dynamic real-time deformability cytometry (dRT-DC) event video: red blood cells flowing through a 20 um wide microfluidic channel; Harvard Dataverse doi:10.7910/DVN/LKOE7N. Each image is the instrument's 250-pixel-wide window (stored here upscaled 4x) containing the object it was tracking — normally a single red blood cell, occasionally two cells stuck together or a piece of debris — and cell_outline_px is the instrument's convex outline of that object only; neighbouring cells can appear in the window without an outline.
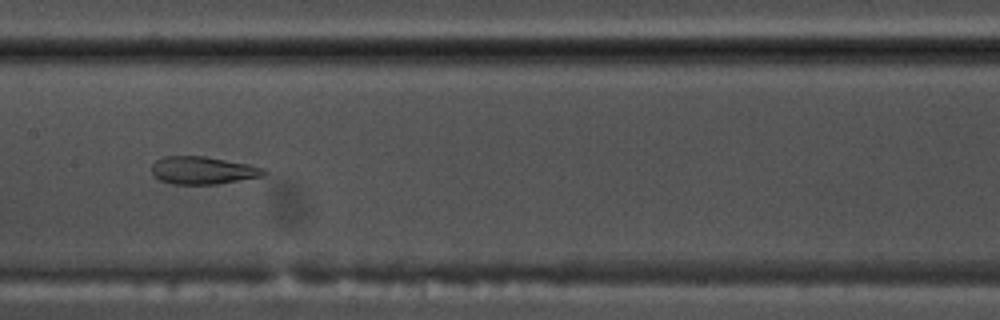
{"species": "common noctule bat (a hibernating species)", "species_latin": "Nyctalus noctula", "temperature_condition": "warm", "stored_images_in_passage": 55, "camera_frame_rate_fps": 3000, "um_per_image_px": 0.085, "animal": {"sex": "male", "body_mass_g": 17.5, "forearm_length_mm": 52.3}, "frame": {"image": 1, "passage_image": 28, "time_ms": 9.0, "image_size_px": [1000, 320], "cell_outline_px": [[268, 172], [264, 176], [216, 184], [172, 184], [160, 180], [152, 172], [152, 164], [156, 160], [164, 156], [204, 156], [248, 164], [264, 168]], "centroid_in_image_um": [17.26, 14.48], "position_along_channel_um": 190.1, "area_um2": 18.03}}
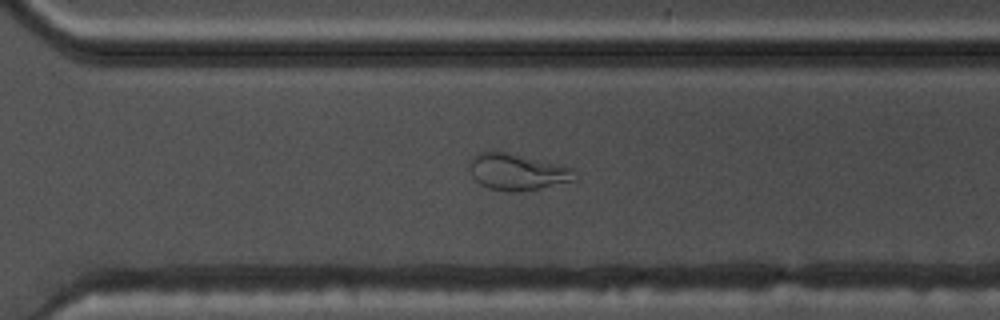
{"frame": {"image": 2, "passage_image": 39, "time_ms": 12.667, "image_size_px": [1000, 320], "cell_outline_px": [[576, 180], [540, 188], [512, 192], [488, 188], [480, 184], [472, 176], [468, 168], [468, 164], [472, 156], [480, 152], [508, 152], [560, 164], [576, 168]], "centroid_in_image_um": [43.98, 14.6], "position_along_channel_um": 326.6, "area_um2": 22.54}}
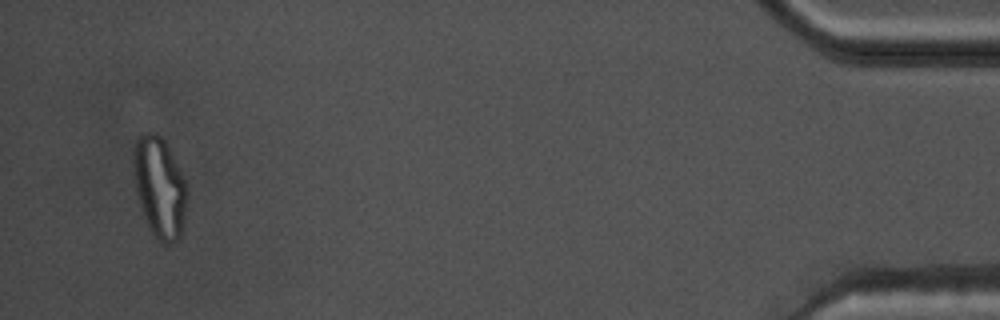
{"frame": {"image": 3, "passage_image": 53, "time_ms": 17.333, "image_size_px": [1000, 320], "cell_outline_px": [[188, 196], [180, 236], [176, 240], [168, 244], [164, 244], [148, 228], [136, 192], [132, 160], [132, 152], [136, 140], [140, 136], [148, 132], [152, 132], [160, 136], [164, 140], [184, 180]], "centroid_in_image_um": [13.54, 15.92], "position_along_channel_um": 421.7, "area_um2": 30.92}, "authors_computed_cell_mechanics": {"area_um2": 24.7962, "velocity_mm_per_s": 3.7344, "shape_relaxation_time_tau1_ms": null, "shape_relaxation_time_tau2_ms": 1.5374, "deformation_change_tau1": null, "deformation_change_tau2": 0.0862}}